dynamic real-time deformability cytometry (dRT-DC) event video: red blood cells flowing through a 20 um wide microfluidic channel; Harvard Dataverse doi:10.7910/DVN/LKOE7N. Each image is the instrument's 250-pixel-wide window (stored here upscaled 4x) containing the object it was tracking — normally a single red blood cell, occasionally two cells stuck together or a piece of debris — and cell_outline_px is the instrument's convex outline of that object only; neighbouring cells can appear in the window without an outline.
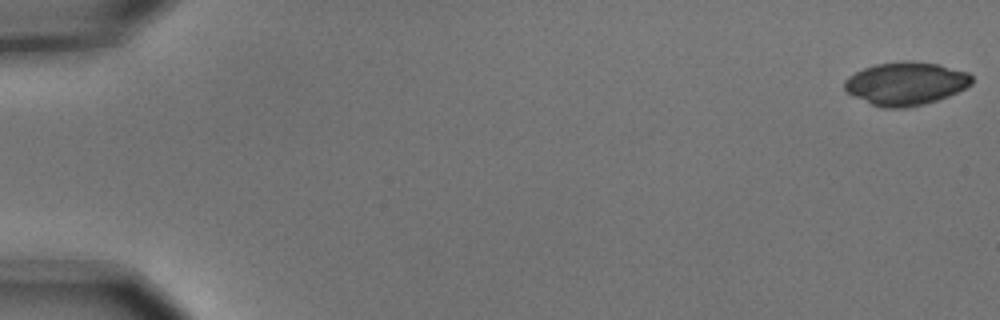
{"species": "common noctule bat (a hibernating species)", "species_latin": "Nyctalus noctula", "temperature_condition": "cold", "stored_images_in_passage": 2, "camera_frame_rate_fps": 3000, "um_per_image_px": 0.085, "animal": {"sex": "male", "body_mass_g": 15.6}, "frame": {"image": 1, "passage_image": 2, "time_ms": 0.333, "image_size_px": [1000, 320], "cell_outline_px": [[972, 84], [948, 96], [924, 104], [904, 108], [880, 108], [852, 96], [844, 88], [844, 80], [848, 76], [864, 68], [876, 64], [904, 60], [912, 60], [940, 64], [968, 72], [972, 76]], "centroid_in_image_um": [76.98, 7.09], "position_along_channel_um": 8.0, "area_um2": 32.19}}